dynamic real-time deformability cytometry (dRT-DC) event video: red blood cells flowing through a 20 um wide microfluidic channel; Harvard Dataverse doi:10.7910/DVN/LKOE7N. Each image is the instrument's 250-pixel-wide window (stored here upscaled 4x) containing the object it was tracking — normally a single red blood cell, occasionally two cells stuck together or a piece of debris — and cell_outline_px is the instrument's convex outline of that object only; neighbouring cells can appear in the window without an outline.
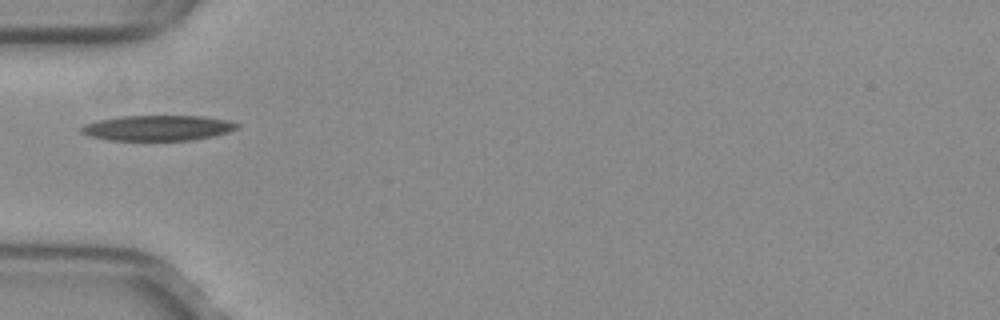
{"species": "common noctule bat (a hibernating species)", "species_latin": "Nyctalus noctula", "temperature_condition": "warm", "stored_images_in_passage": 35, "camera_frame_rate_fps": 3000, "um_per_image_px": 0.085, "animal": {"sex": "female", "body_mass_g": 29.2, "forearm_length_mm": 56.3}, "frame": {"image": 1, "passage_image": 1, "time_ms": 0.0, "image_size_px": [1000, 320], "cell_outline_px": [[240, 128], [228, 132], [212, 136], [192, 140], [112, 140], [92, 136], [80, 132], [80, 128], [84, 124], [100, 120], [120, 116], [204, 116], [228, 120], [240, 124]], "centroid_in_image_um": [13.46, 10.87], "position_along_channel_um": 71.5, "area_um2": 22.95}}
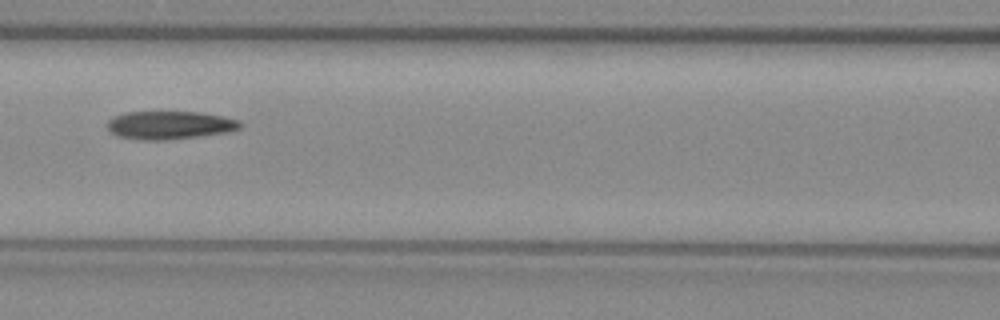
{"frame": {"image": 2, "passage_image": 7, "time_ms": 2.0, "image_size_px": [1000, 320], "cell_outline_px": [[244, 124], [240, 128], [224, 132], [196, 136], [164, 140], [144, 140], [116, 136], [108, 128], [108, 120], [112, 116], [124, 112], [200, 112], [224, 116], [240, 120]], "centroid_in_image_um": [14.41, 10.62], "position_along_channel_um": 152.2, "area_um2": 21.73}}
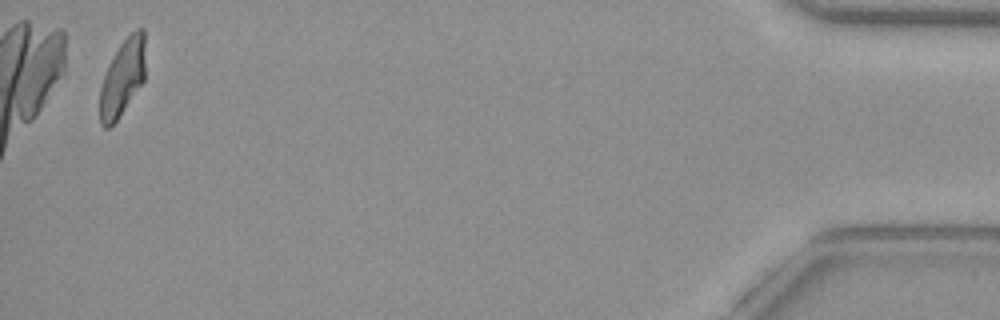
{"frame": {"image": 3, "passage_image": 34, "time_ms": 11.0, "image_size_px": [1000, 320], "cell_outline_px": [[144, 80], [116, 120], [108, 128], [104, 128], [100, 124], [100, 88], [104, 72], [108, 64], [120, 44], [136, 28], [144, 28]], "centroid_in_image_um": [10.39, 6.59], "position_along_channel_um": 424.8, "area_um2": 20.0}, "authors_computed_cell_mechanics": {"area_um2": 21.7328, "velocity_mm_per_s": 4.0079, "shape_relaxation_time_tau1_ms": 6.6687, "shape_relaxation_time_tau2_ms": 2.1506, "deformation_change_tau1": 0.2063, "deformation_change_tau2": 0.1016}}